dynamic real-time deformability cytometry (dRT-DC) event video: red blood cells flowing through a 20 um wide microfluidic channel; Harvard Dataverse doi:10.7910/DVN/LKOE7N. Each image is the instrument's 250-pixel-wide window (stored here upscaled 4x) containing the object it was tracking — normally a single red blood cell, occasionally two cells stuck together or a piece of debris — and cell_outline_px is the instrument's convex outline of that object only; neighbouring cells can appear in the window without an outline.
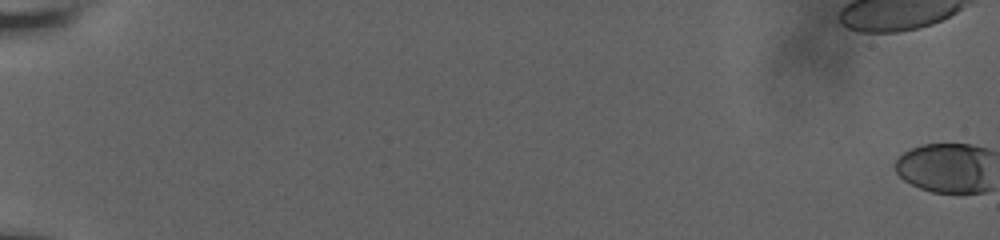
{"species": "human", "species_latin": "Homo sapiens", "temperature_condition": "room temperature", "stored_images_in_passage": 65, "camera_frame_rate_fps": 3000, "um_per_image_px": 0.085, "donor": {"sex": "male"}, "frame": {"image": 1, "passage_image": 1, "time_ms": 0.0, "image_size_px": [1000, 240], "cell_outline_px": [[984, 188], [976, 192], [936, 192], [924, 188], [908, 180], [896, 168], [896, 164], [900, 156], [916, 148], [928, 144], [964, 144], [980, 148]], "centroid_in_image_um": [80.23, 14.26], "position_along_channel_um": 4.8, "area_um2": 25.26}}
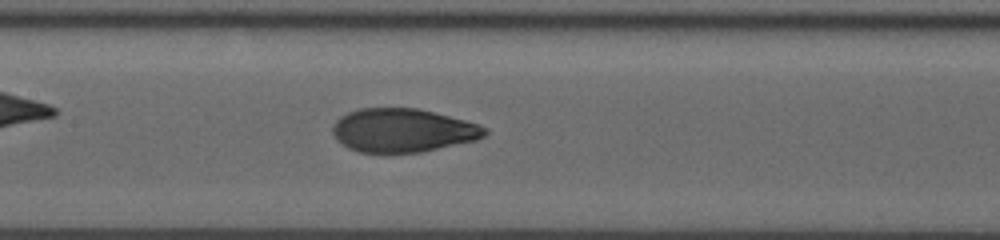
{"frame": {"image": 2, "passage_image": 36, "time_ms": 11.667, "image_size_px": [1000, 240], "cell_outline_px": [[484, 132], [480, 136], [472, 140], [408, 152], [368, 152], [356, 148], [340, 140], [336, 136], [336, 124], [344, 116], [352, 112], [368, 108], [408, 108], [428, 112], [460, 120], [484, 128]], "centroid_in_image_um": [34.2, 11.06], "position_along_channel_um": 173.2, "area_um2": 35.26}}
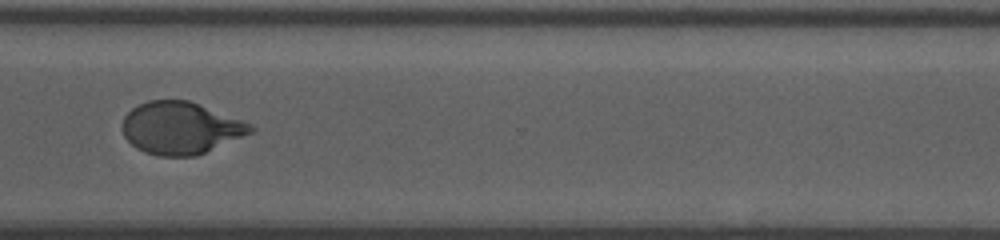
{"frame": {"image": 3, "passage_image": 51, "time_ms": 16.667, "image_size_px": [1000, 240], "cell_outline_px": [[252, 128], [248, 132], [204, 152], [188, 156], [168, 156], [148, 152], [132, 144], [128, 140], [124, 132], [124, 120], [128, 112], [140, 104], [152, 100], [184, 100], [196, 104], [244, 124]], "centroid_in_image_um": [15.22, 10.88], "position_along_channel_um": 355.4, "area_um2": 36.3}, "authors_computed_cell_mechanics": {"area_um2": 34.1598, "velocity_mm_per_s": 3.655, "shape_relaxation_time_tau1_ms": 6.8183, "shape_relaxation_time_tau2_ms": 0.86, "deformation_change_tau1": 0.2757, "deformation_change_tau2": 0.0611}}